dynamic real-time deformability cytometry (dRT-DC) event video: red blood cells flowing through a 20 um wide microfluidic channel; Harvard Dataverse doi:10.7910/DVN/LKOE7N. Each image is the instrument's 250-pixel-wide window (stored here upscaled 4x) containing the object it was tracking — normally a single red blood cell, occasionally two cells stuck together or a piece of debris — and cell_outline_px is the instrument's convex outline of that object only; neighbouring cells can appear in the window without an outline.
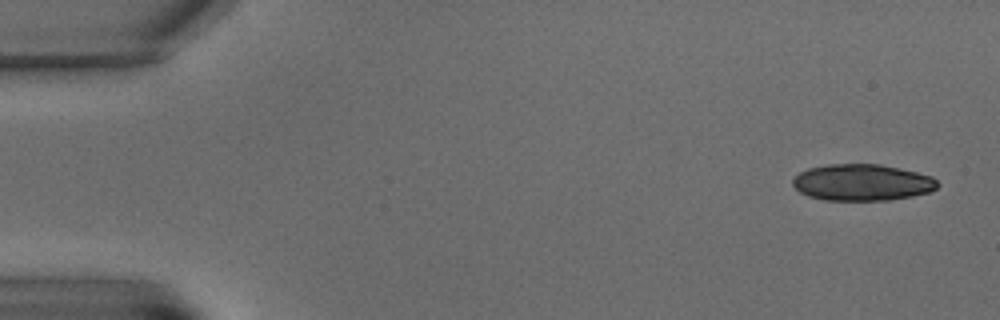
{"species": "common noctule bat (a hibernating species)", "species_latin": "Nyctalus noctula", "temperature_condition": "warm", "stored_images_in_passage": 8, "camera_frame_rate_fps": 3000, "um_per_image_px": 0.085, "animal": {"sex": "male", "body_mass_g": 15.6}, "frame": {"image": 1, "passage_image": 1, "time_ms": 0.0, "image_size_px": [1000, 320], "cell_outline_px": [[940, 184], [936, 188], [928, 192], [912, 196], [888, 200], [824, 200], [808, 196], [800, 192], [792, 184], [792, 180], [800, 172], [808, 168], [828, 164], [880, 164], [900, 168], [932, 176]], "centroid_in_image_um": [73.28, 15.5], "position_along_channel_um": 11.7, "area_um2": 30.81}}